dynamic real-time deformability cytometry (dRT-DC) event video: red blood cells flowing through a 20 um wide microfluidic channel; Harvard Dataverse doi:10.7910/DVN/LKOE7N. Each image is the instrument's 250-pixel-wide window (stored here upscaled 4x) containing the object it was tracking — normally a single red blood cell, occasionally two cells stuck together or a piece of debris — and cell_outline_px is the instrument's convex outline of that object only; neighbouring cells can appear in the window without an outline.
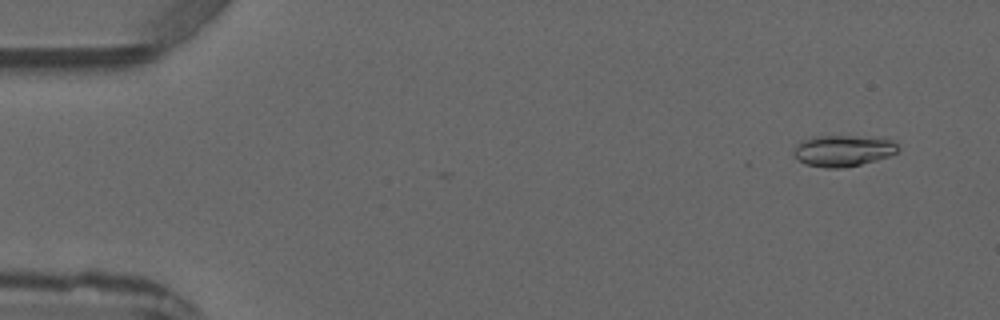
{"species": "common noctule bat (a hibernating species)", "species_latin": "Nyctalus noctula", "temperature_condition": "warm", "stored_images_in_passage": 5, "camera_frame_rate_fps": 3000, "um_per_image_px": 0.085, "animal": {"sex": "male", "forearm_length_mm": 52.5}, "frame": {"image": 1, "passage_image": 1, "time_ms": 0.0, "image_size_px": [1000, 320], "cell_outline_px": [[900, 148], [892, 156], [844, 168], [828, 168], [804, 164], [792, 156], [792, 152], [796, 144], [800, 140], [812, 136], [884, 136], [892, 140]], "centroid_in_image_um": [71.66, 12.79], "position_along_channel_um": 13.3, "area_um2": 19.65}}
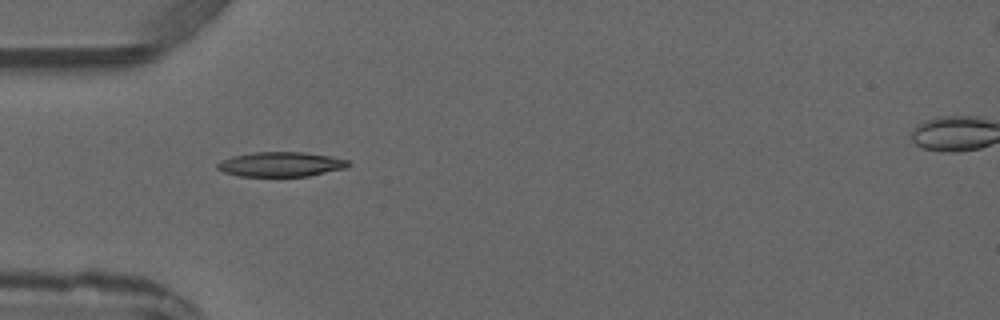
{"frame": {"image": 2, "passage_image": 4, "time_ms": 3.667, "image_size_px": [1000, 320], "cell_outline_px": [[352, 164], [344, 168], [308, 176], [240, 176], [224, 172], [216, 168], [216, 164], [232, 156], [252, 152], [304, 152], [332, 156], [348, 160]], "centroid_in_image_um": [23.88, 13.96], "position_along_channel_um": 61.1, "area_um2": 18.79}}
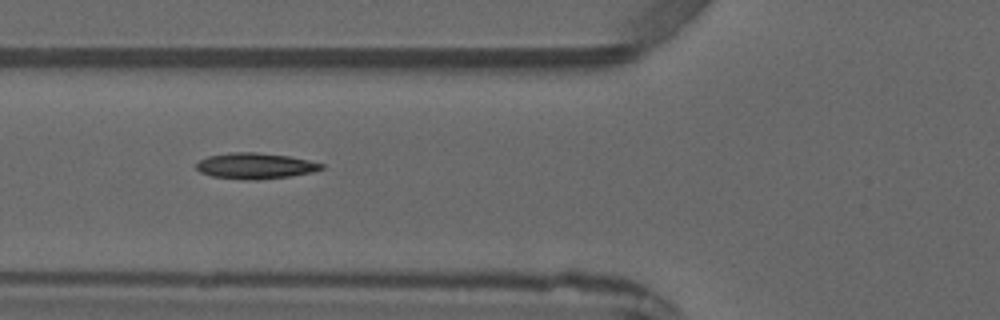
{"frame": {"image": 3, "passage_image": 5, "time_ms": 4.667, "image_size_px": [1000, 320], "cell_outline_px": [[324, 168], [312, 172], [288, 176], [256, 180], [244, 180], [212, 176], [200, 172], [196, 168], [196, 164], [200, 160], [208, 156], [232, 152], [256, 152], [288, 156], [308, 160], [324, 164]], "centroid_in_image_um": [21.68, 14.1], "position_along_channel_um": 104.1, "area_um2": 18.79}}